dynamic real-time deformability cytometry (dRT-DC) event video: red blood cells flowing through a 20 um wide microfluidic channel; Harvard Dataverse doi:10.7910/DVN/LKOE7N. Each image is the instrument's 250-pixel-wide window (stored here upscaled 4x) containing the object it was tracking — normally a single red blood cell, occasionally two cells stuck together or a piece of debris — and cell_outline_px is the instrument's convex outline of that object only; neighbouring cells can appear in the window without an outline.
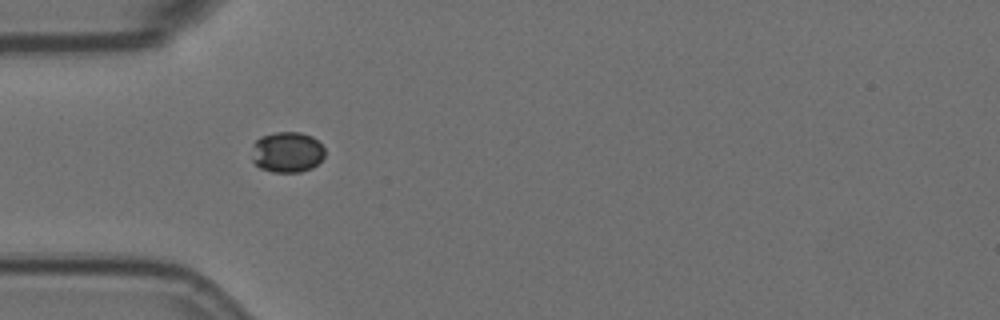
{"species": "Egyptian fruit bat (a non-hibernating species)", "species_latin": "Rousettus aegyptiacus", "temperature_condition": "room temperature", "stored_images_in_passage": 24, "camera_frame_rate_fps": 3000, "um_per_image_px": 0.085, "animal": {"sex": "female"}, "frame": {"image": 1, "passage_image": 1, "time_ms": 0.0, "image_size_px": [1000, 320], "cell_outline_px": [[324, 156], [312, 168], [300, 172], [272, 172], [260, 168], [252, 160], [252, 144], [260, 136], [276, 132], [300, 132], [312, 136], [324, 148]], "centroid_in_image_um": [24.38, 12.93], "position_along_channel_um": 60.6, "area_um2": 17.4}}
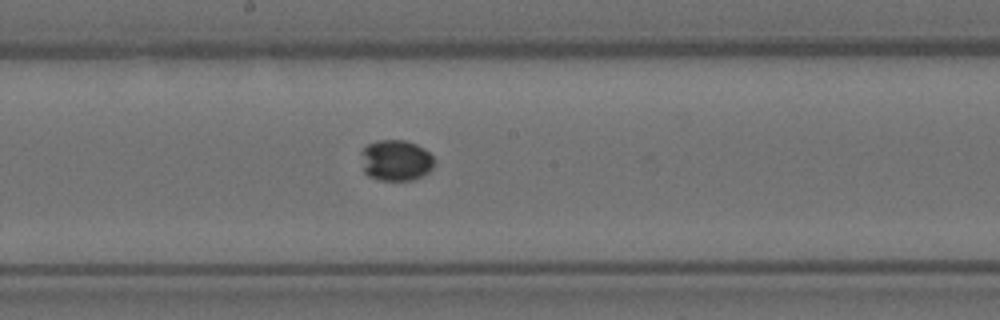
{"frame": {"image": 2, "passage_image": 14, "time_ms": 4.333, "image_size_px": [1000, 320], "cell_outline_px": [[432, 168], [428, 172], [412, 180], [380, 180], [368, 176], [364, 172], [360, 152], [368, 144], [376, 140], [404, 140], [416, 144], [424, 148], [432, 156]], "centroid_in_image_um": [33.61, 13.62], "position_along_channel_um": 214.6, "area_um2": 17.4}}
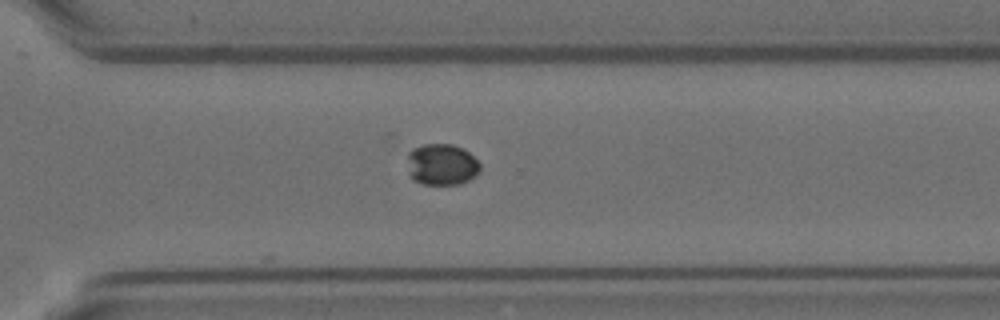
{"frame": {"image": 3, "passage_image": 24, "time_ms": 7.667, "image_size_px": [1000, 320], "cell_outline_px": [[480, 168], [468, 180], [460, 184], [424, 184], [416, 180], [408, 172], [408, 152], [412, 148], [424, 144], [452, 144], [468, 152], [480, 164]], "centroid_in_image_um": [37.51, 13.97], "position_along_channel_um": 333.1, "area_um2": 17.22}}